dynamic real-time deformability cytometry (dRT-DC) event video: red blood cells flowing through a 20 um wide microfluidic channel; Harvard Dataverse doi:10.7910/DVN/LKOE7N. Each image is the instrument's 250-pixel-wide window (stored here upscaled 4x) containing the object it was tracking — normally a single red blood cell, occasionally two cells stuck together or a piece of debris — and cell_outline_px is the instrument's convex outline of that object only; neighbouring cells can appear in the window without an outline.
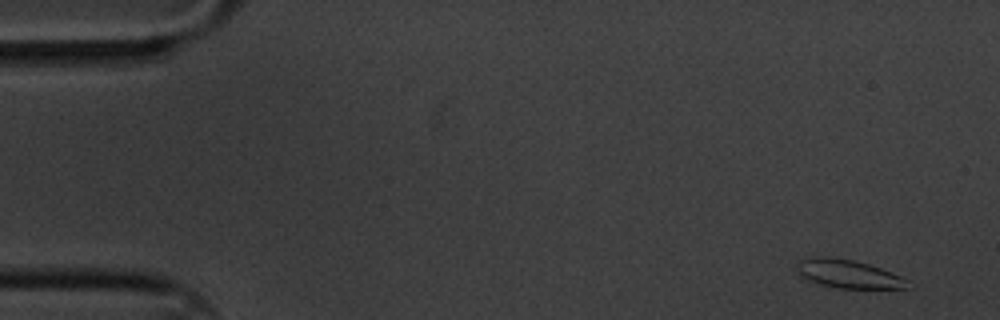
{"species": "common noctule bat (a hibernating species)", "species_latin": "Nyctalus noctula", "temperature_condition": "cold", "stored_images_in_passage": 5, "camera_frame_rate_fps": 3000, "um_per_image_px": 0.085, "animal": {"sex": "male", "body_mass_g": 20.1, "forearm_length_mm": 53.5}, "frame": {"image": 1, "passage_image": 1, "time_ms": 0.0, "image_size_px": [1000, 320], "cell_outline_px": [[908, 280], [904, 288], [836, 288], [820, 284], [808, 280], [800, 276], [796, 272], [796, 264], [800, 260], [816, 256], [828, 256], [852, 260], [868, 264], [880, 268], [900, 276]], "centroid_in_image_um": [72.0, 23.27], "position_along_channel_um": 13.0, "area_um2": 18.15}}
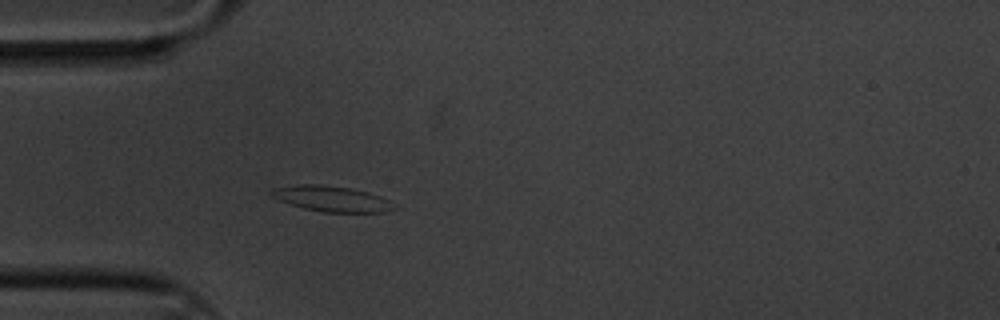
{"frame": {"image": 2, "passage_image": 5, "time_ms": 1.333, "image_size_px": [1000, 320], "cell_outline_px": [[396, 208], [388, 212], [324, 212], [304, 208], [280, 200], [272, 196], [268, 192], [272, 188], [300, 184], [320, 184], [348, 188], [368, 192], [380, 196], [388, 200]], "centroid_in_image_um": [28.18, 16.89], "position_along_channel_um": 56.8, "area_um2": 18.09}}